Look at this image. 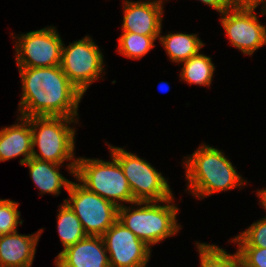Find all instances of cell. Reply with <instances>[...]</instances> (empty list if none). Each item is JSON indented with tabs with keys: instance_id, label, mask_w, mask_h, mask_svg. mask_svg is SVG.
Masks as SVG:
<instances>
[{
	"instance_id": "obj_1",
	"label": "cell",
	"mask_w": 266,
	"mask_h": 267,
	"mask_svg": "<svg viewBox=\"0 0 266 267\" xmlns=\"http://www.w3.org/2000/svg\"><path fill=\"white\" fill-rule=\"evenodd\" d=\"M22 82L20 116H63L79 118L83 93L68 79L60 65L18 67Z\"/></svg>"
},
{
	"instance_id": "obj_2",
	"label": "cell",
	"mask_w": 266,
	"mask_h": 267,
	"mask_svg": "<svg viewBox=\"0 0 266 267\" xmlns=\"http://www.w3.org/2000/svg\"><path fill=\"white\" fill-rule=\"evenodd\" d=\"M187 189L198 199L217 192L228 191L246 185L224 152L213 146L201 144L193 154L185 157Z\"/></svg>"
},
{
	"instance_id": "obj_3",
	"label": "cell",
	"mask_w": 266,
	"mask_h": 267,
	"mask_svg": "<svg viewBox=\"0 0 266 267\" xmlns=\"http://www.w3.org/2000/svg\"><path fill=\"white\" fill-rule=\"evenodd\" d=\"M174 197L162 201H137L130 207H118V221L149 247L176 235L181 230L176 214L179 208ZM163 203V205H161Z\"/></svg>"
},
{
	"instance_id": "obj_4",
	"label": "cell",
	"mask_w": 266,
	"mask_h": 267,
	"mask_svg": "<svg viewBox=\"0 0 266 267\" xmlns=\"http://www.w3.org/2000/svg\"><path fill=\"white\" fill-rule=\"evenodd\" d=\"M78 118L63 116H32L30 127L32 130V157L63 165L64 161L70 174L75 176V128L69 125L77 124ZM39 148V153L35 150ZM75 158V159H74Z\"/></svg>"
},
{
	"instance_id": "obj_5",
	"label": "cell",
	"mask_w": 266,
	"mask_h": 267,
	"mask_svg": "<svg viewBox=\"0 0 266 267\" xmlns=\"http://www.w3.org/2000/svg\"><path fill=\"white\" fill-rule=\"evenodd\" d=\"M110 157L111 161L78 157L74 177L87 190L98 194L117 207L123 206V202L133 204L136 201L128 180L118 160L112 154Z\"/></svg>"
},
{
	"instance_id": "obj_6",
	"label": "cell",
	"mask_w": 266,
	"mask_h": 267,
	"mask_svg": "<svg viewBox=\"0 0 266 267\" xmlns=\"http://www.w3.org/2000/svg\"><path fill=\"white\" fill-rule=\"evenodd\" d=\"M107 145L110 154L118 160L136 202L162 201L173 197L168 180L148 161L122 147Z\"/></svg>"
},
{
	"instance_id": "obj_7",
	"label": "cell",
	"mask_w": 266,
	"mask_h": 267,
	"mask_svg": "<svg viewBox=\"0 0 266 267\" xmlns=\"http://www.w3.org/2000/svg\"><path fill=\"white\" fill-rule=\"evenodd\" d=\"M67 192L69 198L64 202L79 218L87 236H102L117 221L118 207L80 183L71 182Z\"/></svg>"
},
{
	"instance_id": "obj_8",
	"label": "cell",
	"mask_w": 266,
	"mask_h": 267,
	"mask_svg": "<svg viewBox=\"0 0 266 267\" xmlns=\"http://www.w3.org/2000/svg\"><path fill=\"white\" fill-rule=\"evenodd\" d=\"M103 57L101 49L87 35L67 47L63 43L60 66L68 79L85 94L89 86L103 76Z\"/></svg>"
},
{
	"instance_id": "obj_9",
	"label": "cell",
	"mask_w": 266,
	"mask_h": 267,
	"mask_svg": "<svg viewBox=\"0 0 266 267\" xmlns=\"http://www.w3.org/2000/svg\"><path fill=\"white\" fill-rule=\"evenodd\" d=\"M15 41L17 67H52L61 65L63 40L56 27L50 26L18 35ZM14 35V36H13Z\"/></svg>"
},
{
	"instance_id": "obj_10",
	"label": "cell",
	"mask_w": 266,
	"mask_h": 267,
	"mask_svg": "<svg viewBox=\"0 0 266 267\" xmlns=\"http://www.w3.org/2000/svg\"><path fill=\"white\" fill-rule=\"evenodd\" d=\"M256 8L238 3L220 18L230 44L249 56L266 44V26L259 22Z\"/></svg>"
},
{
	"instance_id": "obj_11",
	"label": "cell",
	"mask_w": 266,
	"mask_h": 267,
	"mask_svg": "<svg viewBox=\"0 0 266 267\" xmlns=\"http://www.w3.org/2000/svg\"><path fill=\"white\" fill-rule=\"evenodd\" d=\"M110 267H146L151 247L118 220L101 236Z\"/></svg>"
},
{
	"instance_id": "obj_12",
	"label": "cell",
	"mask_w": 266,
	"mask_h": 267,
	"mask_svg": "<svg viewBox=\"0 0 266 267\" xmlns=\"http://www.w3.org/2000/svg\"><path fill=\"white\" fill-rule=\"evenodd\" d=\"M163 0L130 1L123 5V32L159 36L162 29Z\"/></svg>"
},
{
	"instance_id": "obj_13",
	"label": "cell",
	"mask_w": 266,
	"mask_h": 267,
	"mask_svg": "<svg viewBox=\"0 0 266 267\" xmlns=\"http://www.w3.org/2000/svg\"><path fill=\"white\" fill-rule=\"evenodd\" d=\"M60 267H110L109 256L101 236H86L68 246L55 258Z\"/></svg>"
},
{
	"instance_id": "obj_14",
	"label": "cell",
	"mask_w": 266,
	"mask_h": 267,
	"mask_svg": "<svg viewBox=\"0 0 266 267\" xmlns=\"http://www.w3.org/2000/svg\"><path fill=\"white\" fill-rule=\"evenodd\" d=\"M43 228L36 233L3 234L0 238V264L4 267H31Z\"/></svg>"
},
{
	"instance_id": "obj_15",
	"label": "cell",
	"mask_w": 266,
	"mask_h": 267,
	"mask_svg": "<svg viewBox=\"0 0 266 267\" xmlns=\"http://www.w3.org/2000/svg\"><path fill=\"white\" fill-rule=\"evenodd\" d=\"M17 118L19 122L0 130V162L23 156L19 161L23 165L32 157V130L30 117Z\"/></svg>"
},
{
	"instance_id": "obj_16",
	"label": "cell",
	"mask_w": 266,
	"mask_h": 267,
	"mask_svg": "<svg viewBox=\"0 0 266 267\" xmlns=\"http://www.w3.org/2000/svg\"><path fill=\"white\" fill-rule=\"evenodd\" d=\"M23 165L28 166L33 183L40 190V194H53L58 196L61 189L68 191L72 181L60 173V164L47 162L31 157Z\"/></svg>"
},
{
	"instance_id": "obj_17",
	"label": "cell",
	"mask_w": 266,
	"mask_h": 267,
	"mask_svg": "<svg viewBox=\"0 0 266 267\" xmlns=\"http://www.w3.org/2000/svg\"><path fill=\"white\" fill-rule=\"evenodd\" d=\"M160 43L165 48L167 56L174 63H181L190 57L197 55L205 45L197 34L169 33L159 35Z\"/></svg>"
},
{
	"instance_id": "obj_18",
	"label": "cell",
	"mask_w": 266,
	"mask_h": 267,
	"mask_svg": "<svg viewBox=\"0 0 266 267\" xmlns=\"http://www.w3.org/2000/svg\"><path fill=\"white\" fill-rule=\"evenodd\" d=\"M211 59V57L199 52L197 55L181 62L183 67L180 72V81H186L190 85L209 87L216 69Z\"/></svg>"
},
{
	"instance_id": "obj_19",
	"label": "cell",
	"mask_w": 266,
	"mask_h": 267,
	"mask_svg": "<svg viewBox=\"0 0 266 267\" xmlns=\"http://www.w3.org/2000/svg\"><path fill=\"white\" fill-rule=\"evenodd\" d=\"M57 230L61 244L63 245V250L68 246L76 244L87 236L79 218L65 202L59 206V213L57 214Z\"/></svg>"
},
{
	"instance_id": "obj_20",
	"label": "cell",
	"mask_w": 266,
	"mask_h": 267,
	"mask_svg": "<svg viewBox=\"0 0 266 267\" xmlns=\"http://www.w3.org/2000/svg\"><path fill=\"white\" fill-rule=\"evenodd\" d=\"M201 267H242L238 252L229 254L216 245L196 242Z\"/></svg>"
},
{
	"instance_id": "obj_21",
	"label": "cell",
	"mask_w": 266,
	"mask_h": 267,
	"mask_svg": "<svg viewBox=\"0 0 266 267\" xmlns=\"http://www.w3.org/2000/svg\"><path fill=\"white\" fill-rule=\"evenodd\" d=\"M159 36H145L131 32H122L118 38L117 52L129 59H140L154 48Z\"/></svg>"
},
{
	"instance_id": "obj_22",
	"label": "cell",
	"mask_w": 266,
	"mask_h": 267,
	"mask_svg": "<svg viewBox=\"0 0 266 267\" xmlns=\"http://www.w3.org/2000/svg\"><path fill=\"white\" fill-rule=\"evenodd\" d=\"M231 242L238 247L266 248V218L262 217L254 222L246 230L236 235Z\"/></svg>"
},
{
	"instance_id": "obj_23",
	"label": "cell",
	"mask_w": 266,
	"mask_h": 267,
	"mask_svg": "<svg viewBox=\"0 0 266 267\" xmlns=\"http://www.w3.org/2000/svg\"><path fill=\"white\" fill-rule=\"evenodd\" d=\"M19 203L9 199H0V231L3 234L17 232V226L23 223L18 210Z\"/></svg>"
},
{
	"instance_id": "obj_24",
	"label": "cell",
	"mask_w": 266,
	"mask_h": 267,
	"mask_svg": "<svg viewBox=\"0 0 266 267\" xmlns=\"http://www.w3.org/2000/svg\"><path fill=\"white\" fill-rule=\"evenodd\" d=\"M242 267H266V248L237 247Z\"/></svg>"
},
{
	"instance_id": "obj_25",
	"label": "cell",
	"mask_w": 266,
	"mask_h": 267,
	"mask_svg": "<svg viewBox=\"0 0 266 267\" xmlns=\"http://www.w3.org/2000/svg\"><path fill=\"white\" fill-rule=\"evenodd\" d=\"M206 5H209L214 10L218 11L220 15L232 8H234L239 0H200Z\"/></svg>"
},
{
	"instance_id": "obj_26",
	"label": "cell",
	"mask_w": 266,
	"mask_h": 267,
	"mask_svg": "<svg viewBox=\"0 0 266 267\" xmlns=\"http://www.w3.org/2000/svg\"><path fill=\"white\" fill-rule=\"evenodd\" d=\"M239 3L257 7L262 3V7H266V0H239Z\"/></svg>"
},
{
	"instance_id": "obj_27",
	"label": "cell",
	"mask_w": 266,
	"mask_h": 267,
	"mask_svg": "<svg viewBox=\"0 0 266 267\" xmlns=\"http://www.w3.org/2000/svg\"><path fill=\"white\" fill-rule=\"evenodd\" d=\"M257 197L260 199V205L266 210V188L257 191Z\"/></svg>"
},
{
	"instance_id": "obj_28",
	"label": "cell",
	"mask_w": 266,
	"mask_h": 267,
	"mask_svg": "<svg viewBox=\"0 0 266 267\" xmlns=\"http://www.w3.org/2000/svg\"><path fill=\"white\" fill-rule=\"evenodd\" d=\"M169 83H167V82H161L160 84H159V91H162V92H166L167 93V91H169L170 90V87H169V85H168Z\"/></svg>"
},
{
	"instance_id": "obj_29",
	"label": "cell",
	"mask_w": 266,
	"mask_h": 267,
	"mask_svg": "<svg viewBox=\"0 0 266 267\" xmlns=\"http://www.w3.org/2000/svg\"><path fill=\"white\" fill-rule=\"evenodd\" d=\"M261 13L259 15H266V7H261Z\"/></svg>"
},
{
	"instance_id": "obj_30",
	"label": "cell",
	"mask_w": 266,
	"mask_h": 267,
	"mask_svg": "<svg viewBox=\"0 0 266 267\" xmlns=\"http://www.w3.org/2000/svg\"><path fill=\"white\" fill-rule=\"evenodd\" d=\"M2 236H3V233L0 231V238H2Z\"/></svg>"
}]
</instances>
